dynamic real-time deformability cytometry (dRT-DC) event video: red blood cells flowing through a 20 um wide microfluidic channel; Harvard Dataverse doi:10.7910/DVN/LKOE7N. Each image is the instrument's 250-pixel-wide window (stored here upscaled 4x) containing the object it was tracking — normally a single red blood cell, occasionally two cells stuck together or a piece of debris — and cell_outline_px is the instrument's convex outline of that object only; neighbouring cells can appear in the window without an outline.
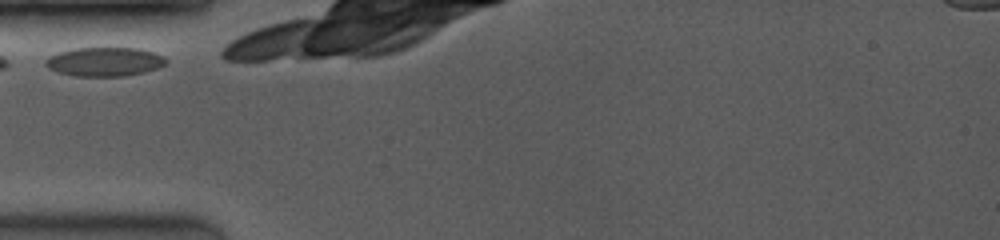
{"species": "common noctule bat (a hibernating species)", "species_latin": "Nyctalus noctula", "temperature_condition": "room temperature", "stored_images_in_passage": 15, "camera_frame_rate_fps": 3500, "um_per_image_px": 0.085, "animal": {"sex": "female", "body_mass_g": 19.0, "forearm_length_mm": 53.3}, "frame": {"image": 1, "passage_image": 1, "time_ms": 0.0, "image_size_px": [1000, 240], "cell_outline_px": [[168, 60], [160, 68], [144, 72], [124, 76], [72, 76], [56, 72], [48, 68], [44, 64], [44, 60], [48, 56], [60, 52], [76, 48], [140, 48], [164, 56]], "centroid_in_image_um": [8.87, 5.25], "position_along_channel_um": 76.1, "area_um2": 20.52}}
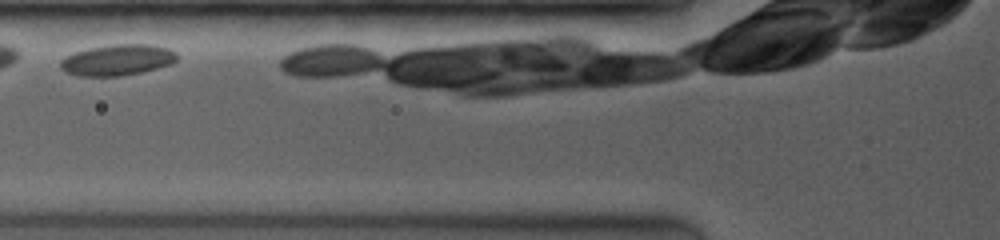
{"frame": {"image": 2, "passage_image": 3, "time_ms": 1.143, "image_size_px": [1000, 240], "cell_outline_px": [[176, 60], [172, 64], [140, 72], [120, 76], [80, 76], [68, 72], [60, 68], [60, 60], [76, 52], [92, 48], [112, 44], [148, 44], [168, 48], [176, 52]], "centroid_in_image_um": [10.0, 5.1], "position_along_channel_um": 115.8, "area_um2": 20.75}}